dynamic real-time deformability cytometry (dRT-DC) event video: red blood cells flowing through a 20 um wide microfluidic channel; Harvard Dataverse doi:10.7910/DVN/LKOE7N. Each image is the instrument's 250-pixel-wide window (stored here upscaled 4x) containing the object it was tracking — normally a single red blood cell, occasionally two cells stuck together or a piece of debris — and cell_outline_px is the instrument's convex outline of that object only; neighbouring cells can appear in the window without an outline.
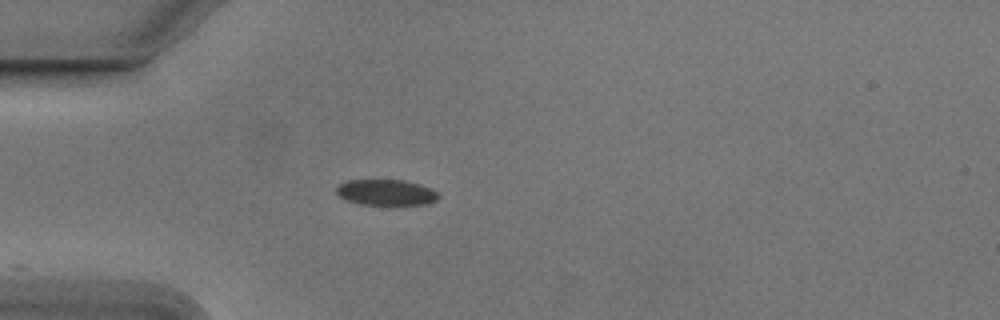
{"species": "Egyptian fruit bat (a non-hibernating species)", "species_latin": "Rousettus aegyptiacus", "temperature_condition": "cold", "stored_images_in_passage": 40, "camera_frame_rate_fps": 3000, "um_per_image_px": 0.085, "animal": {"sex": "male"}, "frame": {"image": 1, "passage_image": 1, "time_ms": 0.0, "image_size_px": [1000, 320], "cell_outline_px": [[440, 196], [436, 200], [428, 204], [360, 204], [348, 200], [340, 196], [336, 192], [336, 188], [340, 184], [348, 180], [404, 180], [420, 184], [432, 188]], "centroid_in_image_um": [32.85, 16.34], "position_along_channel_um": 52.2, "area_um2": 15.2}}
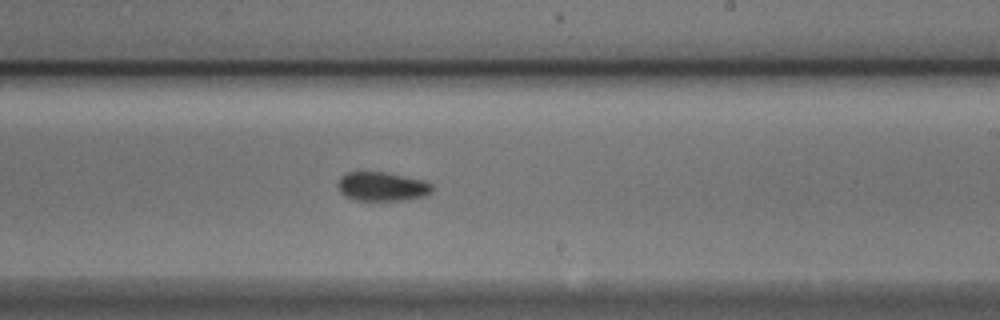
{"frame": {"image": 2, "passage_image": 18, "time_ms": 5.667, "image_size_px": [1000, 320], "cell_outline_px": [[432, 192], [428, 196], [400, 200], [356, 200], [344, 196], [340, 192], [336, 184], [340, 176], [348, 172], [384, 172], [424, 180], [432, 184]], "centroid_in_image_um": [32.46, 15.85], "position_along_channel_um": 256.5, "area_um2": 16.07}}
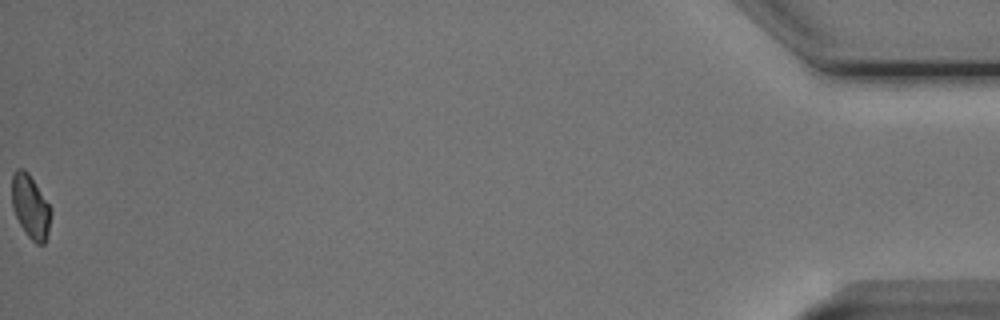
{"frame": {"image": 3, "passage_image": 40, "time_ms": 13.0, "image_size_px": [1000, 320], "cell_outline_px": [[52, 212], [48, 232], [44, 244], [36, 244], [28, 236], [20, 224], [16, 216], [12, 204], [12, 172], [16, 168], [24, 168], [28, 172], [52, 208]], "centroid_in_image_um": [2.6, 17.53], "position_along_channel_um": 432.6, "area_um2": 14.51}, "authors_computed_cell_mechanics": {"area_um2": 15.4904, "velocity_mm_per_s": 3.7933, "shape_relaxation_time_tau1_ms": 2.0327, "shape_relaxation_time_tau2_ms": null, "deformation_change_tau1": 0.0689, "deformation_change_tau2": null}}